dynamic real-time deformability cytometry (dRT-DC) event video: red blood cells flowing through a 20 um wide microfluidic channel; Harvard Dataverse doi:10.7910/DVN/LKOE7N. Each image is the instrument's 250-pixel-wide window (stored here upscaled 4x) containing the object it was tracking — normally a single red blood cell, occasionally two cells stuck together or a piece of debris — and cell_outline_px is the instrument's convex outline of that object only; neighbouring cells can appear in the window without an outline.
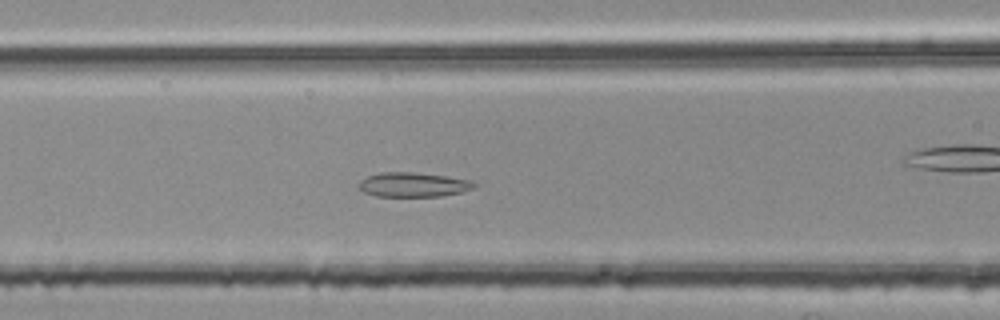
{"species": "common noctule bat (a hibernating species)", "species_latin": "Nyctalus noctula", "temperature_condition": "room temperature", "stored_images_in_passage": 51, "camera_frame_rate_fps": 3000, "um_per_image_px": 0.085, "animal": {"sex": "female", "body_mass_g": 25.1}, "frame": {"image": 1, "passage_image": 21, "time_ms": 6.667, "image_size_px": [1000, 320], "cell_outline_px": [[476, 188], [464, 192], [440, 196], [376, 196], [364, 192], [356, 188], [356, 184], [360, 180], [368, 176], [380, 172], [412, 172], [448, 176], [472, 180], [476, 184]], "centroid_in_image_um": [35.13, 15.69], "position_along_channel_um": 131.5, "area_um2": 16.76}}
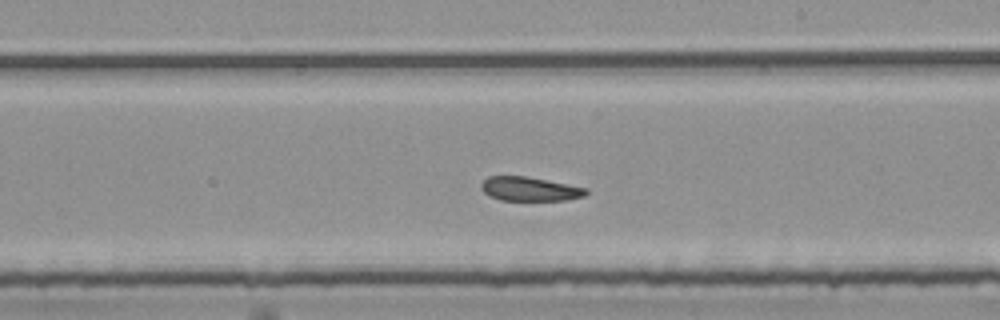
{"frame": {"image": 2, "passage_image": 30, "time_ms": 9.667, "image_size_px": [1000, 320], "cell_outline_px": [[588, 192], [584, 196], [568, 200], [500, 200], [488, 196], [480, 188], [480, 184], [488, 176], [528, 176], [588, 188]], "centroid_in_image_um": [45.02, 16.06], "position_along_channel_um": 244.0, "area_um2": 14.85}}
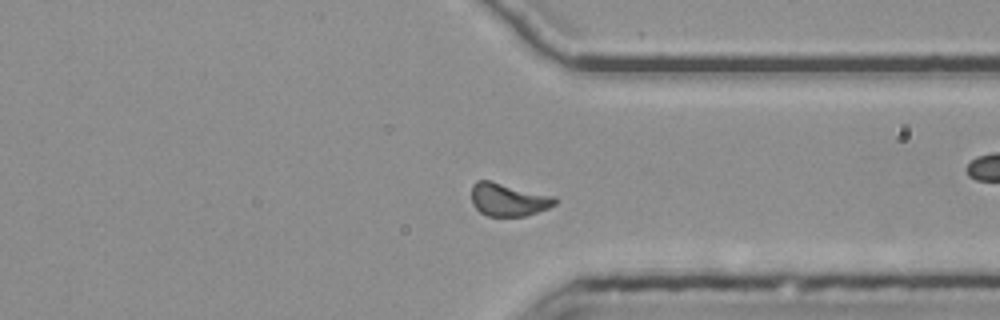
{"frame": {"image": 3, "passage_image": 40, "time_ms": 13.0, "image_size_px": [1000, 320], "cell_outline_px": [[560, 200], [556, 204], [548, 208], [524, 216], [488, 216], [480, 212], [472, 204], [472, 184], [476, 180], [492, 180], [556, 196]], "centroid_in_image_um": [43.23, 16.94], "position_along_channel_um": 368.2, "area_um2": 16.36}, "authors_computed_cell_mechanics": {"area_um2": 16.4152, "velocity_mm_per_s": 3.7655, "shape_relaxation_time_tau1_ms": null, "shape_relaxation_time_tau2_ms": 5.4796, "deformation_change_tau1": null, "deformation_change_tau2": 0.1397}}